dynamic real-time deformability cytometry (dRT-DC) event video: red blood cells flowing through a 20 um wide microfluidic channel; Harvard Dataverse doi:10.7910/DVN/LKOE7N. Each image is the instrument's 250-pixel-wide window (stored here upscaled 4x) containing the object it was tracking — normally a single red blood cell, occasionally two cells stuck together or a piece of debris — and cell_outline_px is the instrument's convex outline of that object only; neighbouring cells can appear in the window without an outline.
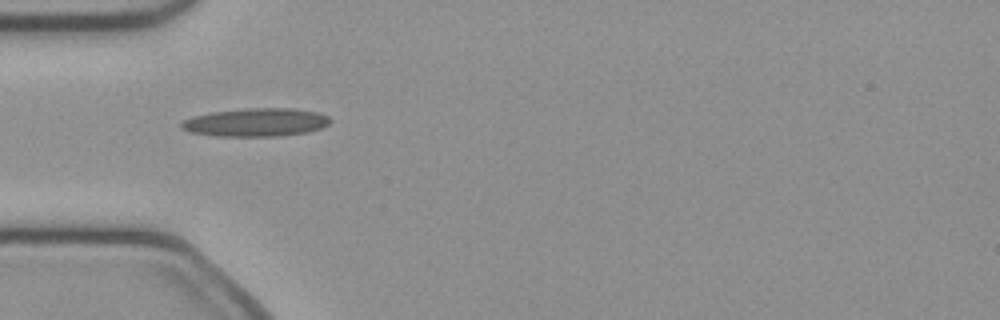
{"species": "common noctule bat (a hibernating species)", "species_latin": "Nyctalus noctula", "temperature_condition": "cold", "stored_images_in_passage": 36, "camera_frame_rate_fps": 3000, "um_per_image_px": 0.085, "animal": {"sex": "female", "body_mass_g": 21.9}, "frame": {"image": 1, "passage_image": 1, "time_ms": 0.0, "image_size_px": [1000, 320], "cell_outline_px": [[332, 120], [328, 124], [320, 128], [308, 132], [276, 136], [216, 136], [192, 132], [180, 128], [180, 124], [184, 120], [192, 116], [212, 112], [248, 108], [292, 108], [316, 112], [328, 116]], "centroid_in_image_um": [21.75, 10.39], "position_along_channel_um": 63.3, "area_um2": 24.39}}
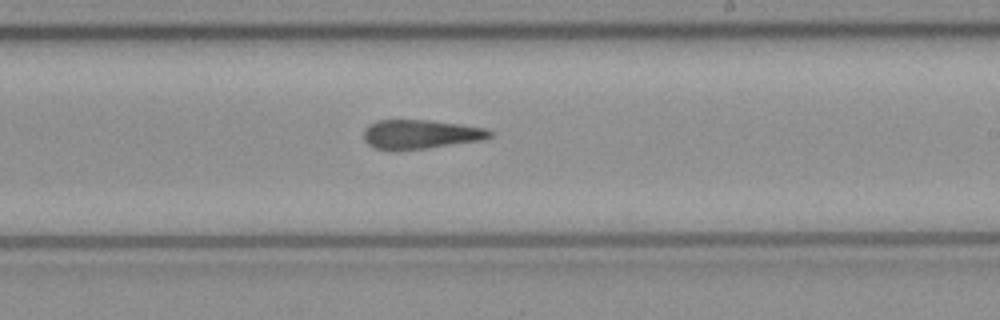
{"frame": {"image": 2, "passage_image": 15, "time_ms": 4.667, "image_size_px": [1000, 320], "cell_outline_px": [[492, 136], [484, 140], [428, 148], [396, 152], [376, 148], [368, 144], [364, 140], [364, 128], [376, 120], [428, 120], [460, 124], [484, 128], [492, 132]], "centroid_in_image_um": [35.72, 11.43], "position_along_channel_um": 253.3, "area_um2": 21.73}}
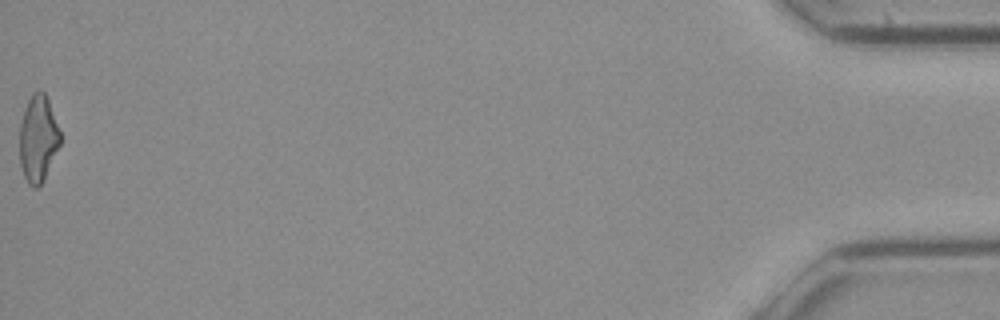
{"frame": {"image": 3, "passage_image": 36, "time_ms": 11.667, "image_size_px": [1000, 320], "cell_outline_px": [[60, 144], [40, 184], [36, 188], [32, 188], [28, 184], [24, 176], [20, 164], [20, 124], [28, 100], [32, 92], [44, 92], [48, 100], [60, 132]], "centroid_in_image_um": [3.22, 11.79], "position_along_channel_um": 432.0, "area_um2": 19.94}, "authors_computed_cell_mechanics": {"area_um2": 21.7328, "velocity_mm_per_s": 4.071, "shape_relaxation_time_tau1_ms": null, "shape_relaxation_time_tau2_ms": 2.4198, "deformation_change_tau1": null, "deformation_change_tau2": 0.1498}}